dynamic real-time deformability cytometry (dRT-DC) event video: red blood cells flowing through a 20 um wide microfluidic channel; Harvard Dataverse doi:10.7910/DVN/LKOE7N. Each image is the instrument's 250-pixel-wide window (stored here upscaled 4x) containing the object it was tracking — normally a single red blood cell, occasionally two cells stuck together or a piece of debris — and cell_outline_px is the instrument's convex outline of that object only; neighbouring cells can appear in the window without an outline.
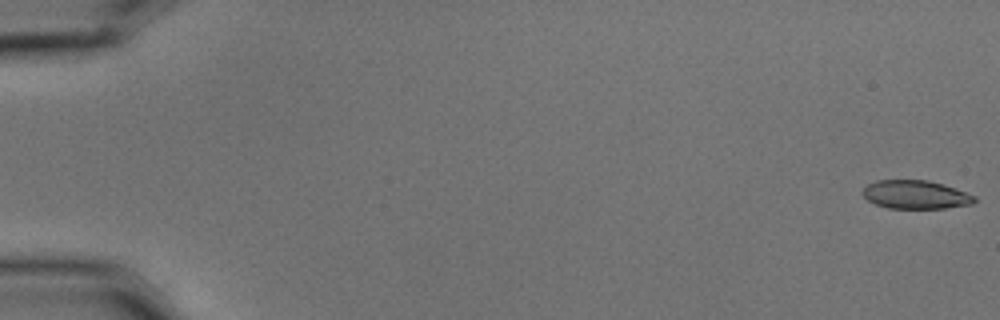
{"species": "common noctule bat (a hibernating species)", "species_latin": "Nyctalus noctula", "temperature_condition": "cold", "stored_images_in_passage": 57, "camera_frame_rate_fps": 3000, "um_per_image_px": 0.085, "animal": {"sex": "male", "body_mass_g": 15.6}, "frame": {"image": 1, "passage_image": 1, "time_ms": 0.0, "image_size_px": [1000, 320], "cell_outline_px": [[976, 200], [972, 204], [944, 208], [888, 208], [876, 204], [868, 200], [860, 192], [868, 184], [876, 180], [928, 180], [944, 184], [956, 188], [976, 196]], "centroid_in_image_um": [77.83, 16.53], "position_along_channel_um": 7.2, "area_um2": 18.61}}
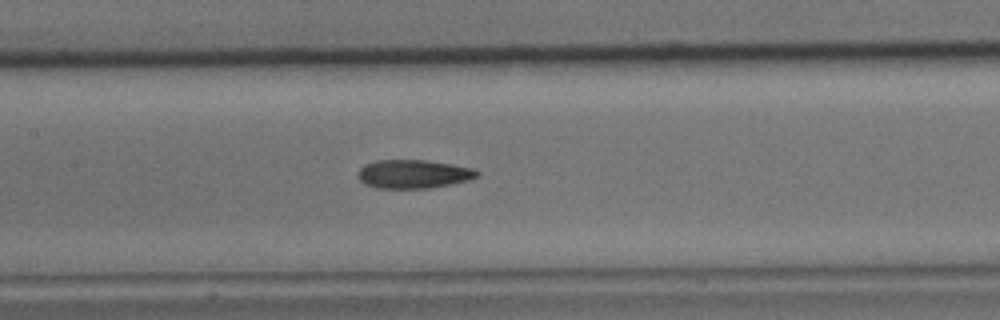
{"frame": {"image": 2, "passage_image": 28, "time_ms": 9.0, "image_size_px": [1000, 320], "cell_outline_px": [[480, 172], [476, 176], [468, 180], [428, 188], [376, 188], [364, 184], [360, 180], [360, 168], [364, 164], [376, 160], [428, 160], [452, 164], [472, 168]], "centroid_in_image_um": [35.12, 14.78], "position_along_channel_um": 172.3, "area_um2": 19.65}}
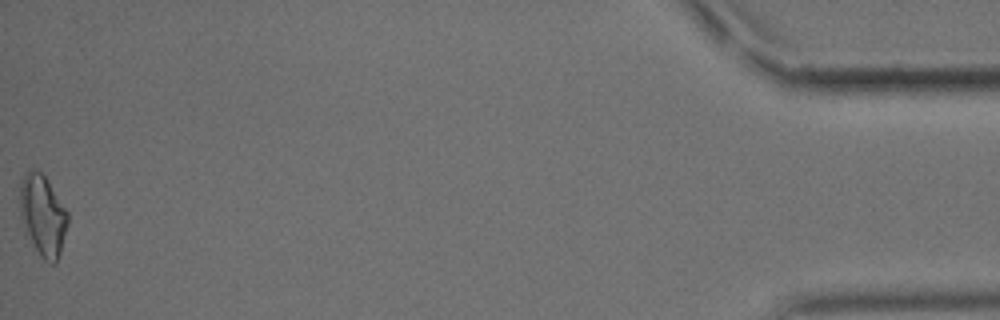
{"frame": {"image": 3, "passage_image": 57, "time_ms": 18.667, "image_size_px": [1000, 320], "cell_outline_px": [[68, 224], [60, 252], [56, 264], [52, 264], [44, 260], [40, 256], [24, 232], [20, 216], [20, 184], [24, 172], [28, 168], [36, 168], [44, 176], [68, 212]], "centroid_in_image_um": [3.61, 18.3], "position_along_channel_um": 431.6, "area_um2": 22.77}, "authors_computed_cell_mechanics": {"area_um2": 19.7676, "velocity_mm_per_s": 3.5985, "shape_relaxation_time_tau1_ms": 4.9981, "shape_relaxation_time_tau2_ms": 5.0806, "deformation_change_tau1": 0.1502, "deformation_change_tau2": 0.1278}}